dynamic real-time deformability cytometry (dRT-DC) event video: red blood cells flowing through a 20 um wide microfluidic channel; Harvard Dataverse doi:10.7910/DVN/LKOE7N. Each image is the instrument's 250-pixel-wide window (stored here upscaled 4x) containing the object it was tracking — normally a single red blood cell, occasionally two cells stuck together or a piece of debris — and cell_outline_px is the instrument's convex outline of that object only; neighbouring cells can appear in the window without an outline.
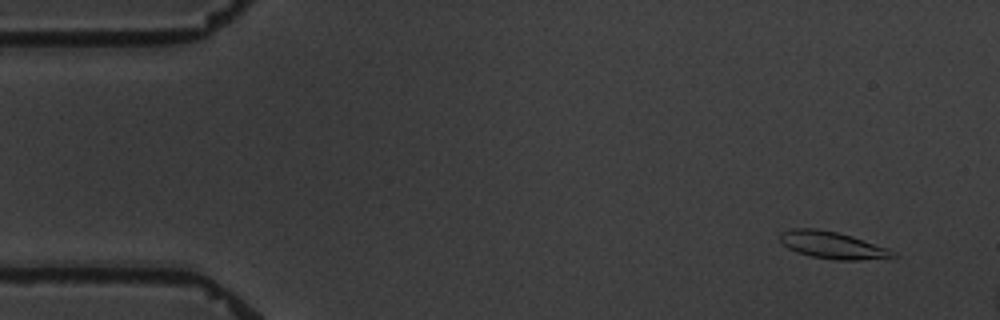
{"species": "common noctule bat (a hibernating species)", "species_latin": "Nyctalus noctula", "temperature_condition": "warm", "stored_images_in_passage": 4, "camera_frame_rate_fps": 3000, "um_per_image_px": 0.085, "animal": {"sex": "male", "body_mass_g": 19.5, "forearm_length_mm": 54.6}, "frame": {"image": 1, "passage_image": 2, "time_ms": 1.0, "image_size_px": [1000, 320], "cell_outline_px": [[900, 256], [860, 260], [836, 260], [812, 256], [796, 252], [788, 248], [780, 240], [780, 232], [792, 228], [816, 228], [840, 232], [888, 248], [896, 252]], "centroid_in_image_um": [70.76, 20.83], "position_along_channel_um": 14.2, "area_um2": 17.92}}